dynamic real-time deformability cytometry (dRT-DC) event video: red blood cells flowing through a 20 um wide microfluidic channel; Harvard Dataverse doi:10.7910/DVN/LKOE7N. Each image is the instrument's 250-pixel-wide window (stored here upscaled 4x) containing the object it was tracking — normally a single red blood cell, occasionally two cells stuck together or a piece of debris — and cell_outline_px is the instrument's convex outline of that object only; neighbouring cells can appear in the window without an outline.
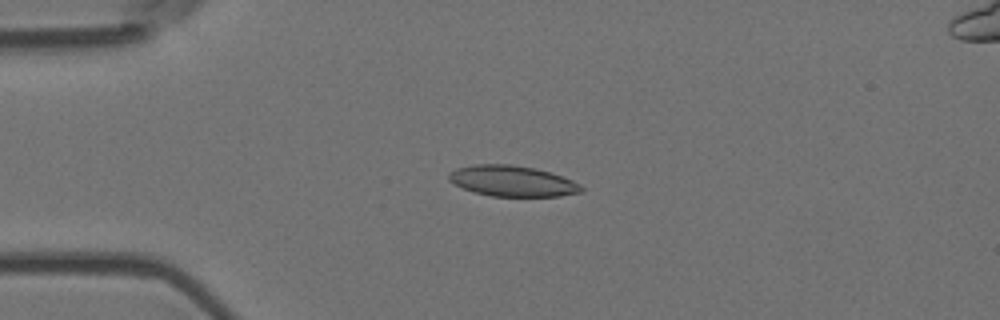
{"species": "Egyptian fruit bat (a non-hibernating species)", "species_latin": "Rousettus aegyptiacus", "temperature_condition": "room temperature", "stored_images_in_passage": 6, "camera_frame_rate_fps": 3000, "um_per_image_px": 0.085, "animal": {"sex": "female"}, "frame": {"image": 1, "passage_image": 4, "time_ms": 1.0, "image_size_px": [1000, 320], "cell_outline_px": [[584, 192], [560, 196], [492, 196], [472, 192], [448, 180], [448, 172], [456, 168], [476, 164], [512, 164], [536, 168], [572, 180], [580, 184], [584, 188]], "centroid_in_image_um": [43.55, 15.39], "position_along_channel_um": 41.5, "area_um2": 23.81}}